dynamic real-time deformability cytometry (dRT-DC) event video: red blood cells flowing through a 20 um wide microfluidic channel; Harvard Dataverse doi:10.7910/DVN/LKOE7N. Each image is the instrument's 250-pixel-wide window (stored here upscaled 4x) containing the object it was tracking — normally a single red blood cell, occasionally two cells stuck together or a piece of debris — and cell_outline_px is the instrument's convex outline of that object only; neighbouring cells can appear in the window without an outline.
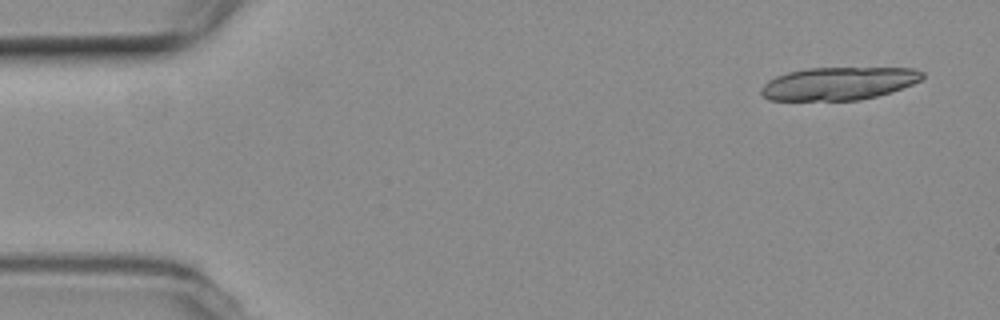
{"species": "common noctule bat (a hibernating species)", "species_latin": "Nyctalus noctula", "temperature_condition": "room temperature", "stored_images_in_passage": 17, "camera_frame_rate_fps": 3000, "um_per_image_px": 0.085, "animal": {"sex": "female", "body_mass_g": 19.3, "forearm_length_mm": 54.1}, "frame": {"image": 1, "passage_image": 1, "time_ms": 0.0, "image_size_px": [1000, 320], "cell_outline_px": [[924, 76], [920, 80], [912, 84], [892, 92], [860, 100], [768, 100], [760, 92], [760, 88], [768, 80], [776, 76], [788, 72], [808, 68], [912, 68], [924, 72]], "centroid_in_image_um": [71.27, 7.1], "position_along_channel_um": 13.7, "area_um2": 30.87}}